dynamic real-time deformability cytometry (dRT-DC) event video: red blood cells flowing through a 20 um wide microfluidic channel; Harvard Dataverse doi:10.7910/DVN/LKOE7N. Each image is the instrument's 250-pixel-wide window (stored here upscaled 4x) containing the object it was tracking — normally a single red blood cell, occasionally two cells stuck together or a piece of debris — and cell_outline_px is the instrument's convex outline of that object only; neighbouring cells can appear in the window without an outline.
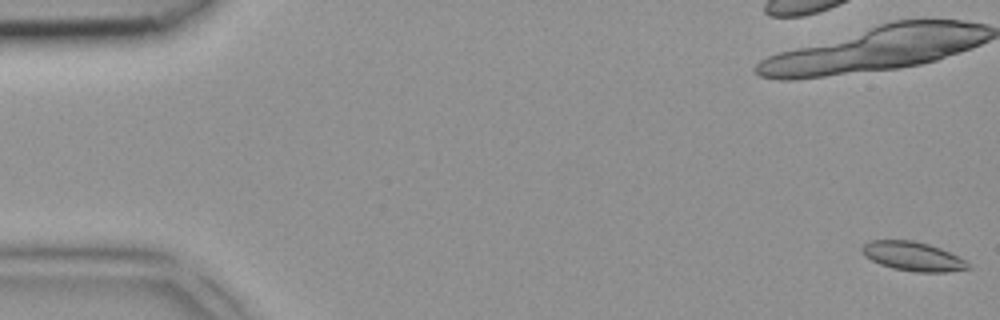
{"species": "common noctule bat (a hibernating species)", "species_latin": "Nyctalus noctula", "temperature_condition": "room temperature", "stored_images_in_passage": 4, "camera_frame_rate_fps": 3000, "um_per_image_px": 0.085, "animal": {"sex": "female", "body_mass_g": 18.4}, "frame": {"image": 1, "passage_image": 1, "time_ms": 0.0, "image_size_px": [1000, 320], "cell_outline_px": [[972, 268], [948, 272], [916, 272], [892, 268], [880, 264], [864, 256], [860, 248], [864, 244], [872, 240], [912, 240], [928, 244], [940, 248], [964, 260]], "centroid_in_image_um": [77.57, 21.79], "position_along_channel_um": 7.4, "area_um2": 17.86}}